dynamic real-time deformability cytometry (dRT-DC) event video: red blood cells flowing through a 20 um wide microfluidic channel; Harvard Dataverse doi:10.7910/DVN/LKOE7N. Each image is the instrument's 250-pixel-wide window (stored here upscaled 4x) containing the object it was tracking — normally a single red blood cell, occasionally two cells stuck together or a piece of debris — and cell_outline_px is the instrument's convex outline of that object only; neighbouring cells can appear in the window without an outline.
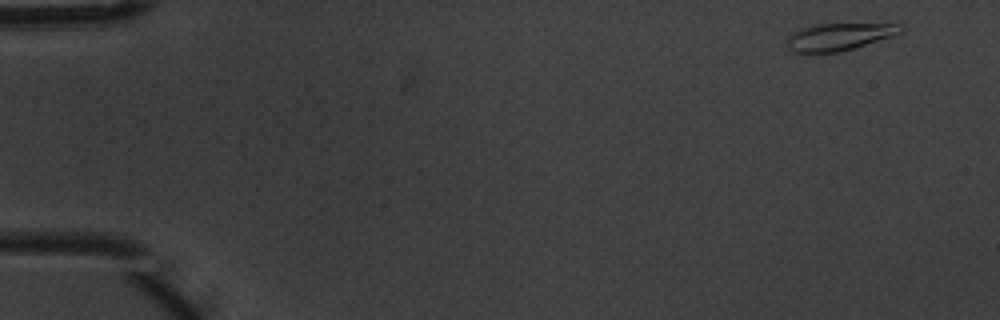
{"species": "common noctule bat (a hibernating species)", "species_latin": "Nyctalus noctula", "temperature_condition": "warm", "stored_images_in_passage": 4, "camera_frame_rate_fps": 3000, "um_per_image_px": 0.085, "animal": {"sex": "male", "body_mass_g": 20.1, "forearm_length_mm": 53.5}, "frame": {"image": 1, "passage_image": 1, "time_ms": 0.0, "image_size_px": [1000, 320], "cell_outline_px": [[904, 32], [892, 36], [840, 52], [812, 56], [800, 56], [792, 52], [788, 48], [788, 36], [792, 32], [800, 28], [816, 24], [904, 24]], "centroid_in_image_um": [71.23, 3.18], "position_along_channel_um": 13.8, "area_um2": 18.84}}